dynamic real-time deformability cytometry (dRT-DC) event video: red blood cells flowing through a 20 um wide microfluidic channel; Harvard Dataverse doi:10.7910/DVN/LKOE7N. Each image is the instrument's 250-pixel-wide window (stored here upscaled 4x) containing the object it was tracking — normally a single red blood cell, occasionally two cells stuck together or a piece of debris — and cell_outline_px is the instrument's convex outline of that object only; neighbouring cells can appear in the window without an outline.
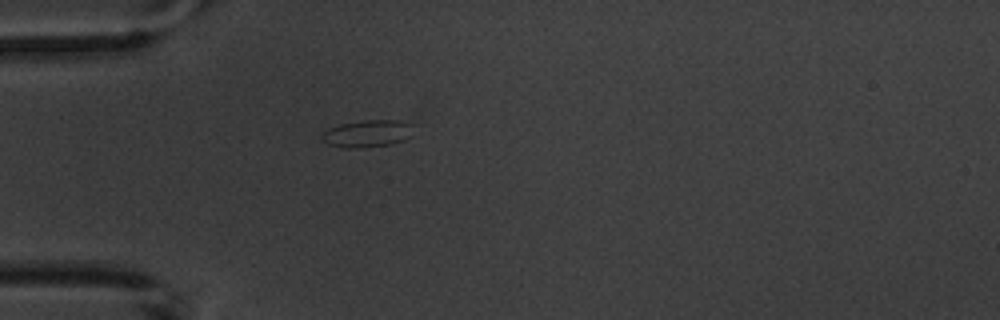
{"species": "common noctule bat (a hibernating species)", "species_latin": "Nyctalus noctula", "temperature_condition": "warm", "stored_images_in_passage": 1, "camera_frame_rate_fps": 3000, "um_per_image_px": 0.085, "animal": {"sex": "male", "body_mass_g": 20.1, "forearm_length_mm": 53.5}, "frame": {"image": 1, "passage_image": 1, "time_ms": 0.0, "image_size_px": [1000, 320], "cell_outline_px": [[412, 136], [404, 140], [392, 144], [364, 148], [340, 148], [328, 144], [320, 136], [328, 128], [340, 124], [364, 120], [396, 120], [408, 124]], "centroid_in_image_um": [31.17, 11.38], "position_along_channel_um": 53.8, "area_um2": 14.45}}